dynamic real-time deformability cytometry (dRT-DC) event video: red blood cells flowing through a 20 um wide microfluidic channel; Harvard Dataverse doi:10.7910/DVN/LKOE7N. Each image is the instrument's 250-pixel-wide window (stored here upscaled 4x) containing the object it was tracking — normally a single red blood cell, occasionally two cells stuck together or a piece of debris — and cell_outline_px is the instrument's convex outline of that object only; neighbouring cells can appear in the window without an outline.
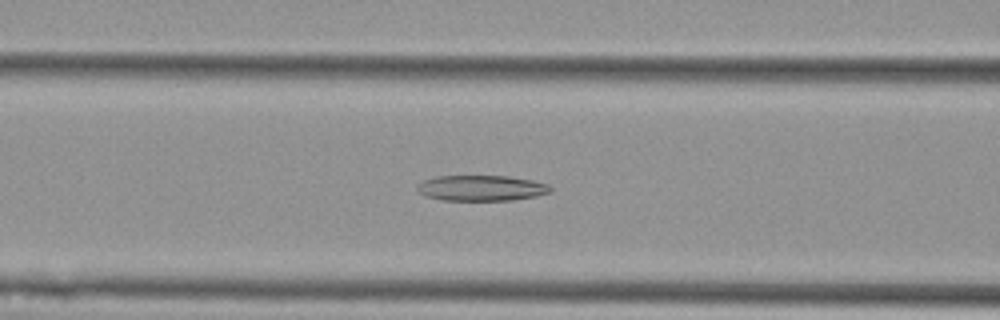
{"species": "Egyptian fruit bat (a non-hibernating species)", "species_latin": "Rousettus aegyptiacus", "temperature_condition": "cold", "stored_images_in_passage": 56, "camera_frame_rate_fps": 3000, "um_per_image_px": 0.085, "animal": {"sex": "female"}, "frame": {"image": 1, "passage_image": 22, "time_ms": 7.0, "image_size_px": [1000, 320], "cell_outline_px": [[552, 192], [536, 196], [512, 200], [440, 200], [424, 196], [416, 188], [424, 180], [436, 176], [508, 176], [532, 180], [548, 184], [552, 188]], "centroid_in_image_um": [40.94, 15.99], "position_along_channel_um": 125.7, "area_um2": 19.88}}
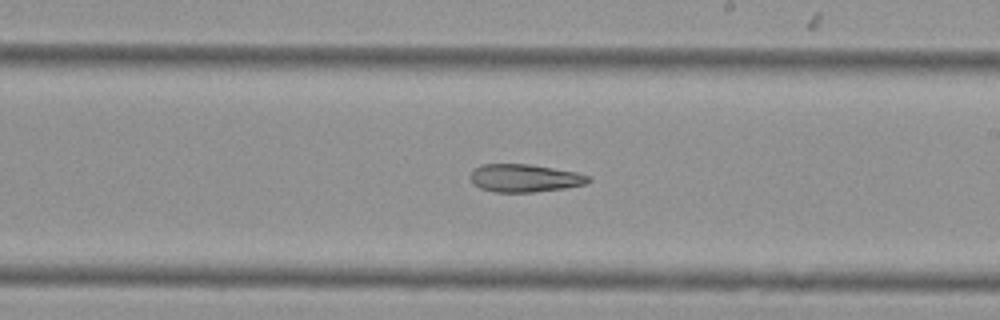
{"frame": {"image": 2, "passage_image": 32, "time_ms": 10.333, "image_size_px": [1000, 320], "cell_outline_px": [[592, 180], [588, 184], [564, 188], [532, 192], [496, 192], [480, 188], [472, 184], [472, 168], [484, 164], [528, 164], [576, 172], [592, 176]], "centroid_in_image_um": [44.63, 15.14], "position_along_channel_um": 244.4, "area_um2": 19.19}}
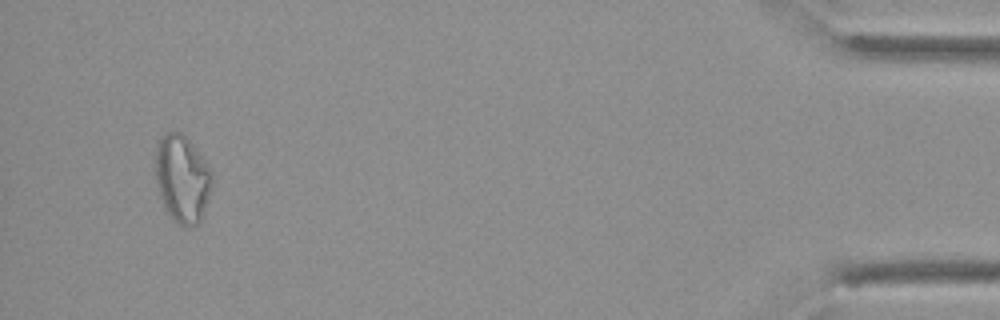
{"frame": {"image": 3, "passage_image": 53, "time_ms": 17.333, "image_size_px": [1000, 320], "cell_outline_px": [[212, 184], [200, 220], [192, 228], [184, 228], [172, 220], [164, 208], [156, 184], [156, 148], [160, 136], [168, 132], [180, 132], [192, 144], [208, 168], [212, 180]], "centroid_in_image_um": [15.44, 15.24], "position_along_channel_um": 419.8, "area_um2": 28.44}}